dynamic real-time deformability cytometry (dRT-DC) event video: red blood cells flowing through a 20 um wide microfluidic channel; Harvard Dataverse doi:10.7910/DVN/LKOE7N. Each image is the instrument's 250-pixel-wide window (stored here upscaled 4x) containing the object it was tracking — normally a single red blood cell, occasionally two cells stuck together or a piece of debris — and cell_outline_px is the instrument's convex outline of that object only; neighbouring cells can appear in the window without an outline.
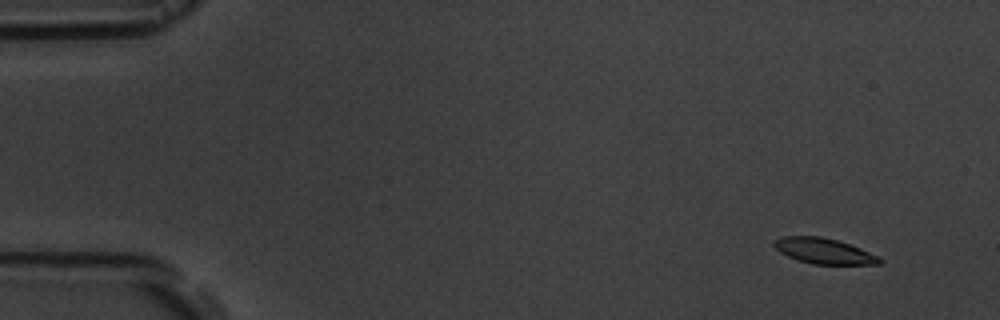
{"species": "common noctule bat (a hibernating species)", "species_latin": "Nyctalus noctula", "temperature_condition": "room temperature", "stored_images_in_passage": 16, "camera_frame_rate_fps": 3000, "um_per_image_px": 0.085, "animal": {"sex": "male", "body_mass_g": 19.5, "forearm_length_mm": 54.6}, "frame": {"image": 1, "passage_image": 1, "time_ms": 0.0, "image_size_px": [1000, 320], "cell_outline_px": [[884, 260], [880, 264], [812, 264], [796, 260], [780, 252], [772, 244], [780, 236], [820, 236], [836, 240], [860, 248], [880, 256]], "centroid_in_image_um": [70.04, 21.34], "position_along_channel_um": 15.0, "area_um2": 15.72}}
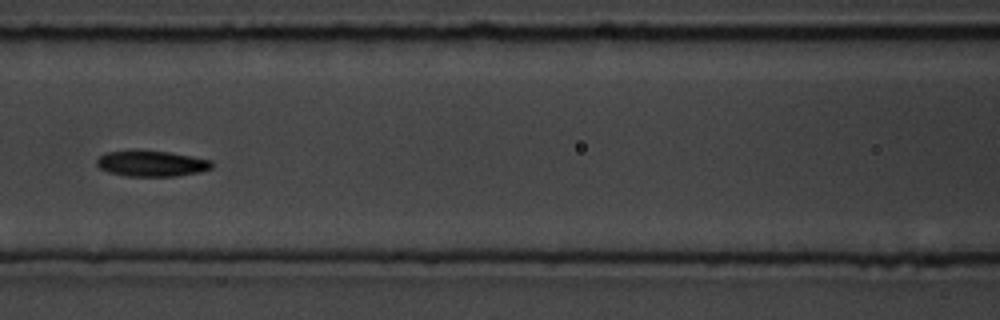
{"frame": {"image": 2, "passage_image": 7, "time_ms": 7.0, "image_size_px": [1000, 320], "cell_outline_px": [[212, 168], [200, 172], [176, 176], [128, 176], [108, 172], [100, 168], [96, 164], [96, 160], [104, 152], [172, 152], [212, 160]], "centroid_in_image_um": [12.92, 13.92], "position_along_channel_um": 153.7, "area_um2": 16.94}}
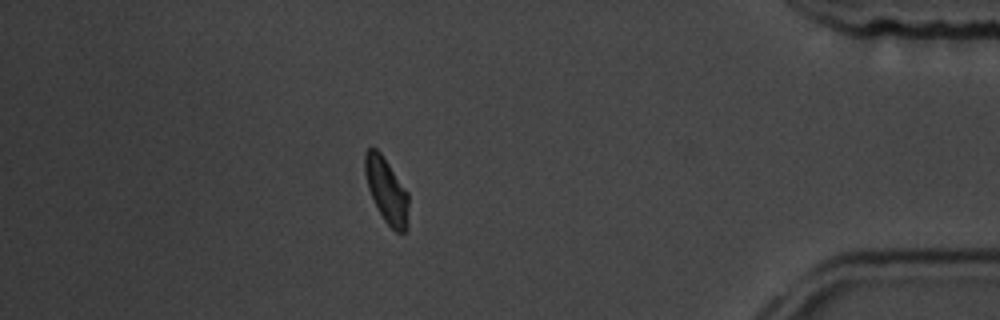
{"frame": {"image": 3, "passage_image": 14, "time_ms": 15.0, "image_size_px": [1000, 320], "cell_outline_px": [[408, 228], [404, 232], [396, 232], [384, 220], [368, 188], [364, 172], [364, 152], [368, 148], [376, 148], [380, 152], [408, 192]], "centroid_in_image_um": [32.86, 16.18], "position_along_channel_um": 402.3, "area_um2": 16.42}, "authors_computed_cell_mechanics": {"area_um2": 16.9932, "velocity_mm_per_s": 3.6343, "shape_relaxation_time_tau1_ms": 4.8344, "shape_relaxation_time_tau2_ms": 6.446, "deformation_change_tau1": 0.1215, "deformation_change_tau2": 0.1133}}